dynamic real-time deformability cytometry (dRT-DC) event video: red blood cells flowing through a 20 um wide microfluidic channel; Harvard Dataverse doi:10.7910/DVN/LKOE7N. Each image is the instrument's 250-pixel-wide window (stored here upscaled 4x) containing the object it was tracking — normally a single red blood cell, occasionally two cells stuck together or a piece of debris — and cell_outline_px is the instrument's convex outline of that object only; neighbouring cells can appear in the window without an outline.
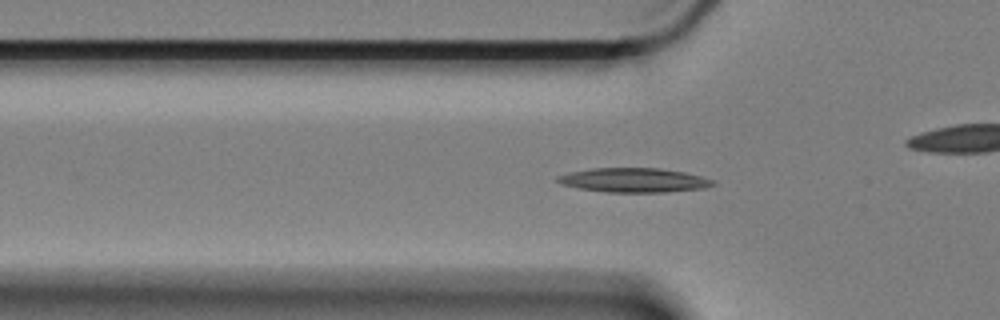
{"species": "Egyptian fruit bat (a non-hibernating species)", "species_latin": "Rousettus aegyptiacus", "temperature_condition": "cold", "stored_images_in_passage": 55, "camera_frame_rate_fps": 3000, "um_per_image_px": 0.085, "animal": {"sex": "female"}, "frame": {"image": 1, "passage_image": 13, "time_ms": 4.0, "image_size_px": [1000, 320], "cell_outline_px": [[716, 184], [704, 188], [664, 192], [604, 192], [580, 188], [560, 184], [556, 180], [556, 176], [568, 172], [592, 168], [660, 168], [684, 172], [716, 180]], "centroid_in_image_um": [53.87, 15.31], "position_along_channel_um": 71.9, "area_um2": 22.08}}
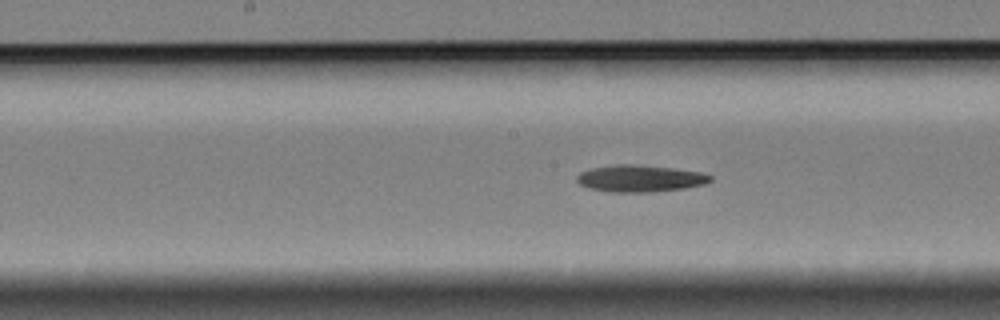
{"frame": {"image": 2, "passage_image": 24, "time_ms": 7.667, "image_size_px": [1000, 320], "cell_outline_px": [[712, 180], [704, 184], [684, 188], [652, 192], [608, 192], [588, 188], [580, 184], [576, 180], [576, 176], [580, 172], [592, 168], [616, 164], [632, 164], [672, 168], [700, 172], [712, 176]], "centroid_in_image_um": [54.37, 15.17], "position_along_channel_um": 193.8, "area_um2": 20.87}}
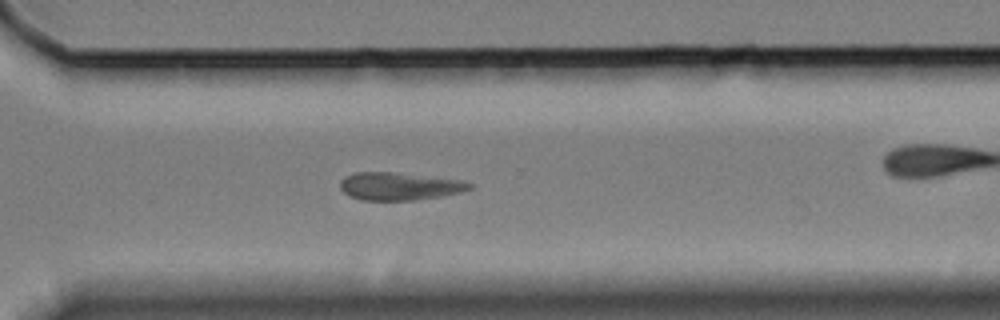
{"frame": {"image": 3, "passage_image": 37, "time_ms": 12.0, "image_size_px": [1000, 320], "cell_outline_px": [[472, 188], [460, 192], [440, 196], [412, 200], [364, 200], [348, 196], [340, 188], [340, 180], [344, 176], [356, 172], [392, 172], [464, 180], [472, 184]], "centroid_in_image_um": [33.92, 15.82], "position_along_channel_um": 336.7, "area_um2": 20.87}, "authors_computed_cell_mechanics": {"area_um2": 20.7502, "velocity_mm_per_s": 3.3043, "shape_relaxation_time_tau1_ms": 3.6437, "shape_relaxation_time_tau2_ms": null, "deformation_change_tau1": 0.0918, "deformation_change_tau2": null}}